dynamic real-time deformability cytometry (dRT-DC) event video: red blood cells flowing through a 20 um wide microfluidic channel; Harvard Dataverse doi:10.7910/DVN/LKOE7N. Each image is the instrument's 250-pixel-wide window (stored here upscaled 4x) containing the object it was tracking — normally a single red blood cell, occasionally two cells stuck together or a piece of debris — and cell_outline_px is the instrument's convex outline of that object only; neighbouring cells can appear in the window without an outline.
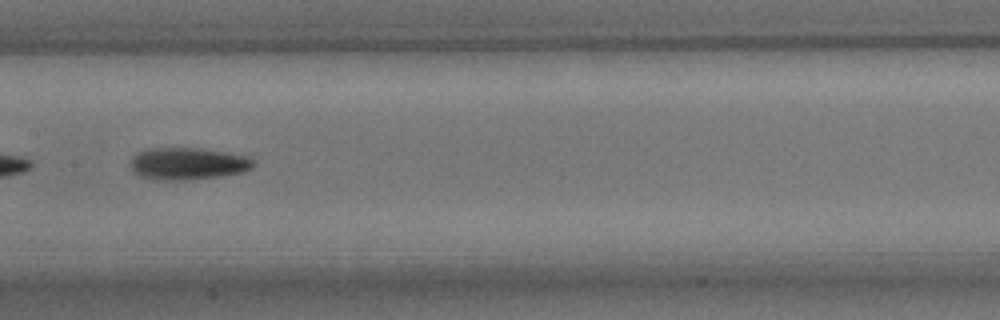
{"species": "common noctule bat (a hibernating species)", "species_latin": "Nyctalus noctula", "temperature_condition": "room temperature", "stored_images_in_passage": 13, "camera_frame_rate_fps": 3000, "um_per_image_px": 0.085, "animal": {"sex": "male", "body_mass_g": 15.6}, "frame": {"image": 1, "passage_image": 6, "time_ms": 6.333, "image_size_px": [1000, 320], "cell_outline_px": [[256, 164], [252, 168], [244, 172], [220, 176], [184, 180], [156, 180], [140, 176], [132, 168], [132, 156], [136, 152], [148, 148], [200, 148], [248, 156], [256, 160]], "centroid_in_image_um": [16.0, 13.9], "position_along_channel_um": 191.4, "area_um2": 23.12}}
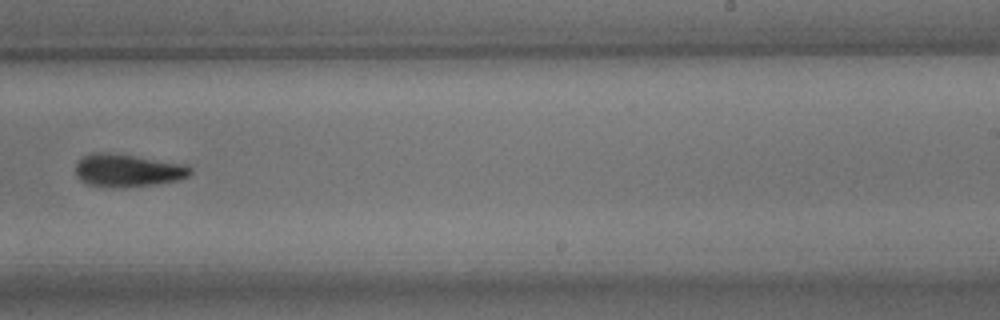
{"frame": {"image": 2, "passage_image": 8, "time_ms": 8.667, "image_size_px": [1000, 320], "cell_outline_px": [[192, 172], [188, 176], [180, 180], [156, 184], [124, 188], [88, 184], [80, 180], [76, 176], [76, 164], [84, 156], [92, 152], [104, 152], [132, 156], [184, 164], [192, 168]], "centroid_in_image_um": [10.86, 14.5], "position_along_channel_um": 278.1, "area_um2": 21.73}}
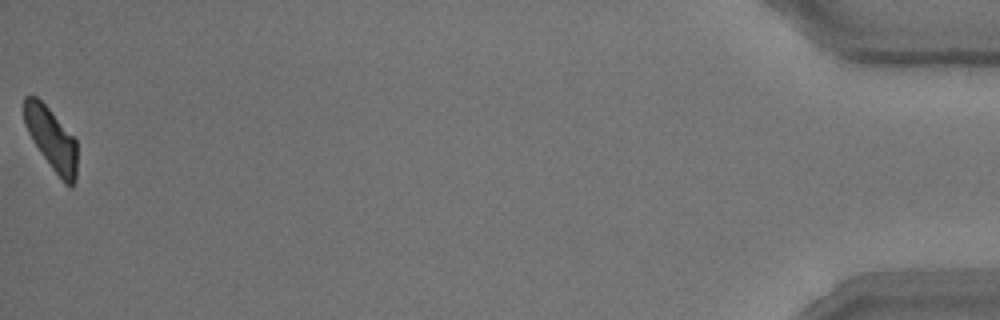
{"frame": {"image": 3, "passage_image": 13, "time_ms": 15.333, "image_size_px": [1000, 320], "cell_outline_px": [[76, 180], [72, 188], [68, 188], [64, 184], [52, 168], [28, 132], [24, 120], [24, 96], [36, 96], [48, 108], [76, 140]], "centroid_in_image_um": [4.39, 11.85], "position_along_channel_um": 430.8, "area_um2": 18.79}, "authors_computed_cell_mechanics": {"area_um2": 21.7328, "velocity_mm_per_s": 3.7189, "shape_relaxation_time_tau1_ms": 2.6511, "shape_relaxation_time_tau2_ms": null, "deformation_change_tau1": 0.0971, "deformation_change_tau2": null}}